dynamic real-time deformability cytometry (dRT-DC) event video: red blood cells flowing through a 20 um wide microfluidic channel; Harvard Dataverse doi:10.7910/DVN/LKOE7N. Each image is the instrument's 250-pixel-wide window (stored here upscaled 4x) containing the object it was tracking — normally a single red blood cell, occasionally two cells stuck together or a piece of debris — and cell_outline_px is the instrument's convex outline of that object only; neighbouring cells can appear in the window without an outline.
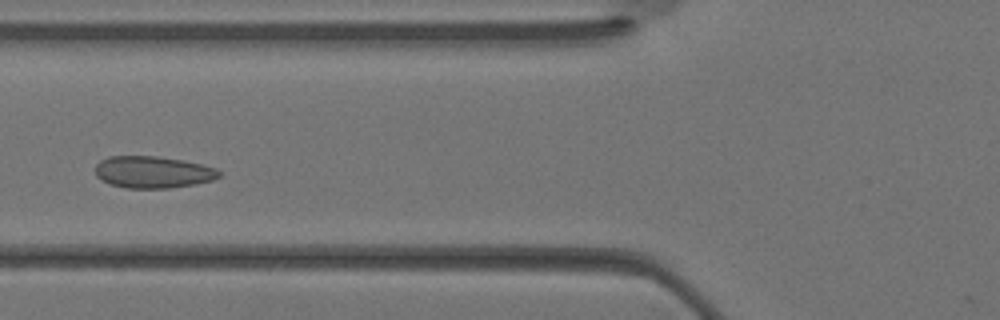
{"species": "Egyptian fruit bat (a non-hibernating species)", "species_latin": "Rousettus aegyptiacus", "temperature_condition": "warm", "stored_images_in_passage": 33, "camera_frame_rate_fps": 3000, "um_per_image_px": 0.085, "animal": {"sex": "female"}, "frame": {"image": 1, "passage_image": 11, "time_ms": 3.333, "image_size_px": [1000, 320], "cell_outline_px": [[224, 172], [220, 176], [212, 180], [196, 184], [168, 188], [124, 188], [112, 184], [96, 176], [96, 164], [100, 160], [108, 156], [156, 156], [184, 160], [216, 168]], "centroid_in_image_um": [13.03, 14.62], "position_along_channel_um": 112.8, "area_um2": 23.06}}
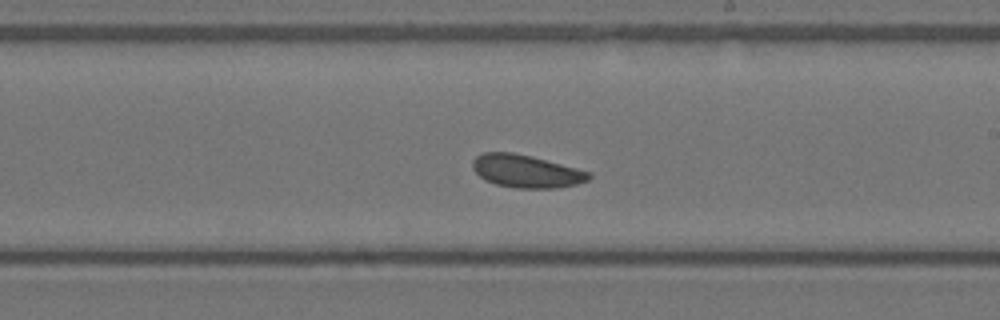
{"frame": {"image": 2, "passage_image": 18, "time_ms": 5.667, "image_size_px": [1000, 320], "cell_outline_px": [[592, 176], [588, 180], [576, 184], [556, 188], [516, 188], [496, 184], [480, 176], [472, 168], [472, 160], [476, 156], [484, 152], [512, 152], [532, 156], [592, 172]], "centroid_in_image_um": [44.75, 14.54], "position_along_channel_um": 244.3, "area_um2": 22.2}}
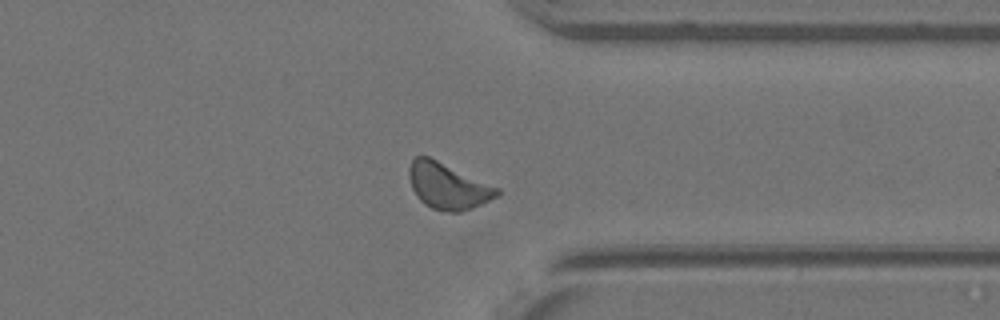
{"frame": {"image": 3, "passage_image": 25, "time_ms": 8.0, "image_size_px": [1000, 320], "cell_outline_px": [[500, 192], [496, 196], [472, 208], [460, 212], [448, 212], [432, 208], [424, 204], [420, 200], [412, 188], [408, 176], [408, 168], [412, 160], [416, 156], [428, 156], [500, 188]], "centroid_in_image_um": [38.04, 15.81], "position_along_channel_um": 373.4, "area_um2": 23.41}}